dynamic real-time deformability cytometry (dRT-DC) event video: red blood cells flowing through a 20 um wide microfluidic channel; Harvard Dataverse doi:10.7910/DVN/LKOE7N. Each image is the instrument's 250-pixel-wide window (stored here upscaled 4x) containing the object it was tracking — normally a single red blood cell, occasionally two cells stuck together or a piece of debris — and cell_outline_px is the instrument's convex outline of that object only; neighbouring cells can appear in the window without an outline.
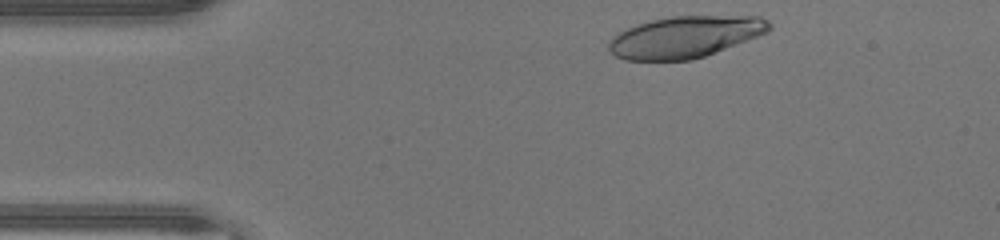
{"species": "human", "species_latin": "Homo sapiens", "temperature_condition": "warm", "stored_images_in_passage": 33, "camera_frame_rate_fps": 3000, "um_per_image_px": 0.085, "donor": {"sex": "male"}, "frame": {"image": 1, "passage_image": 2, "time_ms": 0.333, "image_size_px": [1000, 240], "cell_outline_px": [[772, 28], [768, 32], [704, 56], [692, 60], [624, 60], [616, 56], [608, 48], [608, 40], [616, 32], [636, 24], [652, 20], [672, 16], [760, 16], [768, 20], [772, 24]], "centroid_in_image_um": [58.21, 3.13], "position_along_channel_um": 26.8, "area_um2": 38.96}}
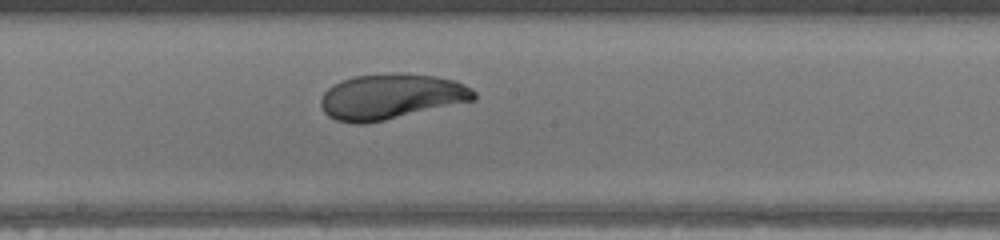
{"frame": {"image": 2, "passage_image": 19, "time_ms": 6.0, "image_size_px": [1000, 240], "cell_outline_px": [[476, 96], [472, 100], [384, 120], [364, 124], [356, 124], [336, 120], [328, 116], [324, 112], [320, 104], [320, 100], [324, 92], [332, 84], [340, 80], [356, 76], [436, 76], [456, 80], [472, 88], [476, 92]], "centroid_in_image_um": [33.19, 8.25], "position_along_channel_um": 215.0, "area_um2": 39.3}}
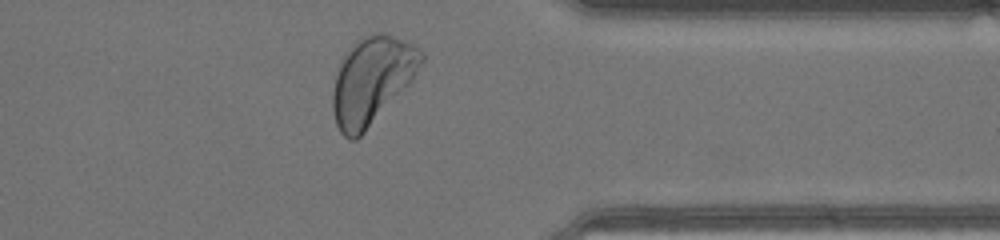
{"frame": {"image": 3, "passage_image": 31, "time_ms": 10.0, "image_size_px": [1000, 240], "cell_outline_px": [[424, 60], [412, 80], [364, 132], [356, 140], [348, 140], [340, 132], [336, 124], [332, 112], [332, 92], [336, 76], [340, 64], [344, 56], [352, 44], [360, 36], [372, 32], [380, 32], [404, 40], [420, 48], [424, 52]], "centroid_in_image_um": [31.6, 6.81], "position_along_channel_um": 379.8, "area_um2": 44.8}, "authors_computed_cell_mechanics": {"area_um2": 40.0554, "velocity_mm_per_s": 4.4066, "shape_relaxation_time_tau1_ms": 2.8555, "shape_relaxation_time_tau2_ms": 1.5816, "deformation_change_tau1": 0.1709, "deformation_change_tau2": 0.055}}